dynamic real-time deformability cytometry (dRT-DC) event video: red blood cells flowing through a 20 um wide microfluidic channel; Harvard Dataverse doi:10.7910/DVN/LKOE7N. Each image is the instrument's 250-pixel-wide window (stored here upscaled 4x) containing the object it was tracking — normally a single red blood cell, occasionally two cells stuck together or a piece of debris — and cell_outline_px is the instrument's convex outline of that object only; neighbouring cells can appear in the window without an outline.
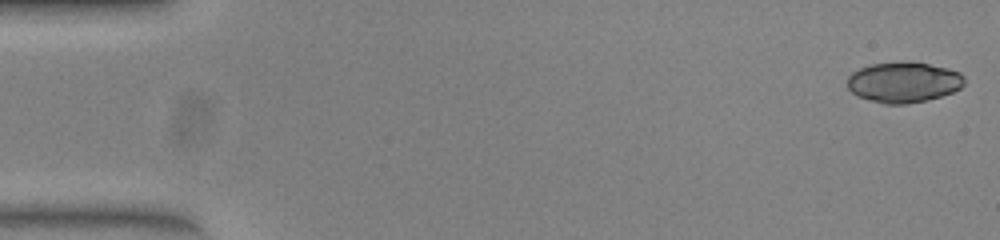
{"species": "common noctule bat (a hibernating species)", "species_latin": "Nyctalus noctula", "temperature_condition": "warm", "stored_images_in_passage": 52, "camera_frame_rate_fps": 3000, "um_per_image_px": 0.085, "animal": {"sex": "female", "body_mass_g": 23.0, "forearm_length_mm": 53.4}, "frame": {"image": 1, "passage_image": 1, "time_ms": 0.0, "image_size_px": [1000, 240], "cell_outline_px": [[964, 84], [960, 88], [952, 92], [928, 100], [904, 104], [884, 104], [856, 96], [848, 88], [848, 76], [852, 72], [860, 68], [872, 64], [928, 64], [948, 68], [960, 72], [964, 76]], "centroid_in_image_um": [76.81, 7.03], "position_along_channel_um": 8.2, "area_um2": 27.05}}